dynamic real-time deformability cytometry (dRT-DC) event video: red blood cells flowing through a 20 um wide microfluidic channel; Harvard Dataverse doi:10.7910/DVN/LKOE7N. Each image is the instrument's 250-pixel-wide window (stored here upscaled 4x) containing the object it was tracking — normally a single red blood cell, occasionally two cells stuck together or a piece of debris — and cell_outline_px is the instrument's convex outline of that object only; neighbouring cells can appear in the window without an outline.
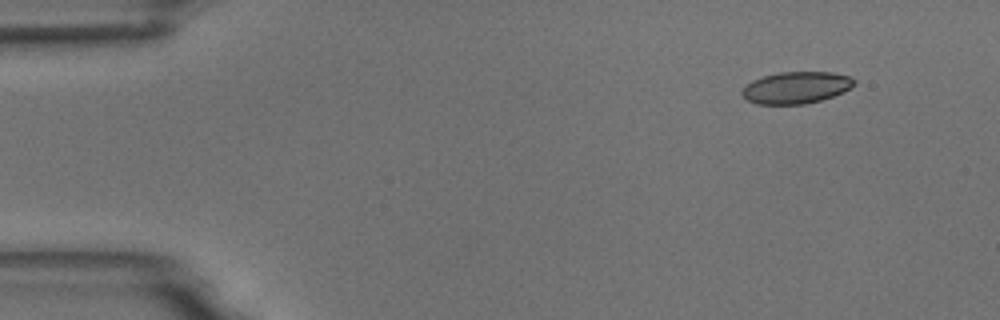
{"species": "common noctule bat (a hibernating species)", "species_latin": "Nyctalus noctula", "temperature_condition": "room temperature", "stored_images_in_passage": 3, "camera_frame_rate_fps": 3000, "um_per_image_px": 0.085, "animal": {"sex": "male", "body_mass_g": 18.8}, "frame": {"image": 1, "passage_image": 1, "time_ms": 0.0, "image_size_px": [1000, 320], "cell_outline_px": [[856, 84], [844, 92], [820, 100], [804, 104], [756, 104], [748, 100], [740, 92], [752, 80], [764, 76], [780, 72], [832, 72], [848, 76], [856, 80]], "centroid_in_image_um": [67.69, 7.44], "position_along_channel_um": 17.3, "area_um2": 20.69}}
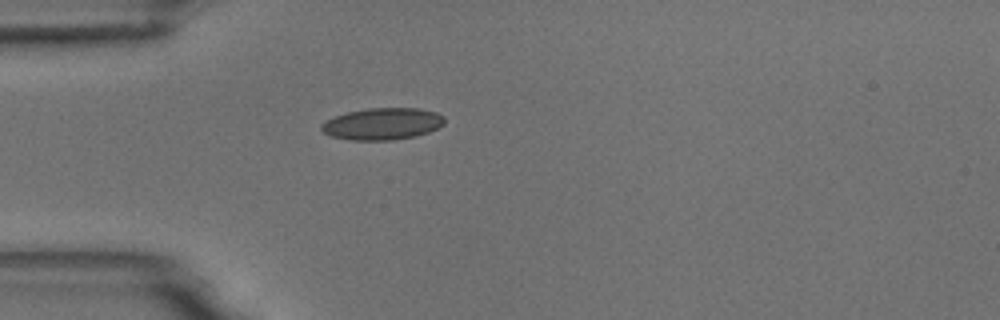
{"frame": {"image": 2, "passage_image": 3, "time_ms": 3.333, "image_size_px": [1000, 320], "cell_outline_px": [[444, 124], [428, 132], [416, 136], [392, 140], [348, 140], [332, 136], [324, 132], [320, 128], [320, 124], [324, 120], [348, 112], [368, 108], [416, 108], [436, 112], [444, 116]], "centroid_in_image_um": [32.49, 10.53], "position_along_channel_um": 52.5, "area_um2": 22.83}}